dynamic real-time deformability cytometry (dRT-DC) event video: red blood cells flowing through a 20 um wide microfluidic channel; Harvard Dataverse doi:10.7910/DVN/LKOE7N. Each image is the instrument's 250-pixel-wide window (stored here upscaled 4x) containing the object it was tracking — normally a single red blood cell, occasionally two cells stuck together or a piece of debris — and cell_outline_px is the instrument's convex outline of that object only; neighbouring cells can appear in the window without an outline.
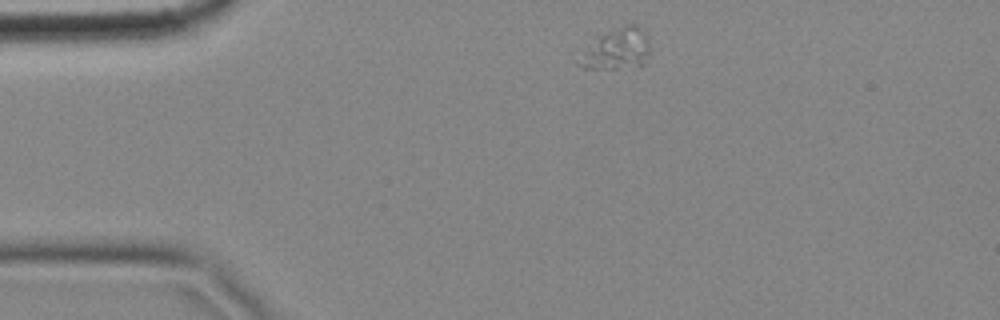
{"species": "common noctule bat (a hibernating species)", "species_latin": "Nyctalus noctula", "temperature_condition": "cold", "stored_images_in_passage": 8, "camera_frame_rate_fps": 3000, "um_per_image_px": 0.085, "animal": {"sex": "female", "body_mass_g": 18.4}, "frame": {"image": 1, "passage_image": 1, "time_ms": 0.0, "image_size_px": [1000, 320], "cell_outline_px": [[648, 60], [644, 64], [616, 68], [584, 68], [576, 64], [576, 60], [596, 36], [624, 24], [636, 24], [644, 28], [648, 36]], "centroid_in_image_um": [52.42, 4.14], "position_along_channel_um": 32.6, "area_um2": 17.17}}
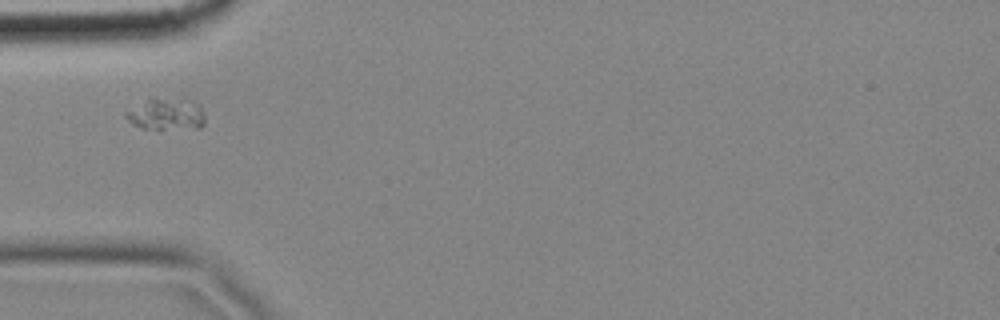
{"frame": {"image": 2, "passage_image": 3, "time_ms": 0.667, "image_size_px": [1000, 320], "cell_outline_px": [[204, 124], [200, 128], [140, 128], [132, 124], [124, 116], [124, 112], [152, 96], [188, 96], [196, 100], [200, 104], [204, 112]], "centroid_in_image_um": [14.19, 9.61], "position_along_channel_um": 70.8, "area_um2": 15.61}}
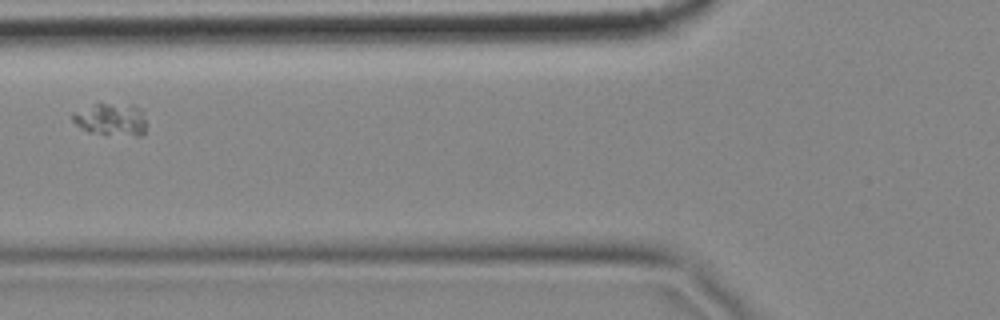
{"frame": {"image": 3, "passage_image": 4, "time_ms": 1.0, "image_size_px": [1000, 320], "cell_outline_px": [[144, 132], [140, 136], [136, 136], [88, 132], [76, 124], [72, 120], [72, 112], [100, 100], [132, 104], [140, 108], [144, 112]], "centroid_in_image_um": [9.41, 10.07], "position_along_channel_um": 116.4, "area_um2": 14.57}}